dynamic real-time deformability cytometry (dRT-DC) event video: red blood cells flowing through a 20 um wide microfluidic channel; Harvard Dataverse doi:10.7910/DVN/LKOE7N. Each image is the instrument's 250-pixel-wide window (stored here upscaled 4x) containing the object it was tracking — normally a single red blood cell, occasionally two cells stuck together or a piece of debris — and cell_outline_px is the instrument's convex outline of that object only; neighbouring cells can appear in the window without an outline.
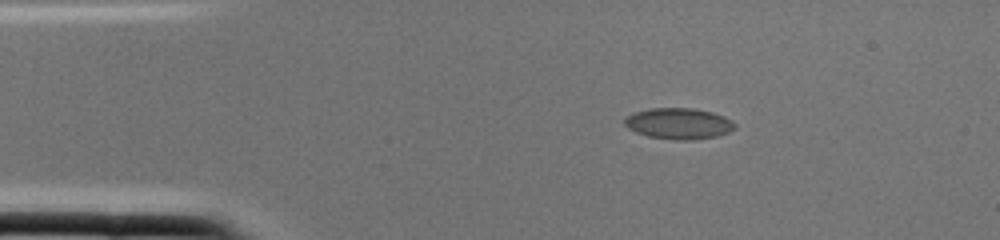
{"species": "common noctule bat (a hibernating species)", "species_latin": "Nyctalus noctula", "temperature_condition": "cold", "stored_images_in_passage": 1, "camera_frame_rate_fps": 3000, "um_per_image_px": 0.085, "animal": {"sex": "female", "body_mass_g": 22.0, "forearm_length_mm": 56.7}, "frame": {"image": 1, "passage_image": 1, "time_ms": 0.0, "image_size_px": [1000, 240], "cell_outline_px": [[736, 128], [728, 132], [716, 136], [692, 140], [672, 140], [648, 136], [636, 132], [628, 128], [624, 124], [624, 116], [632, 112], [648, 108], [692, 108], [712, 112], [724, 116], [732, 120], [736, 124]], "centroid_in_image_um": [57.66, 10.49], "position_along_channel_um": 27.3, "area_um2": 20.23}}